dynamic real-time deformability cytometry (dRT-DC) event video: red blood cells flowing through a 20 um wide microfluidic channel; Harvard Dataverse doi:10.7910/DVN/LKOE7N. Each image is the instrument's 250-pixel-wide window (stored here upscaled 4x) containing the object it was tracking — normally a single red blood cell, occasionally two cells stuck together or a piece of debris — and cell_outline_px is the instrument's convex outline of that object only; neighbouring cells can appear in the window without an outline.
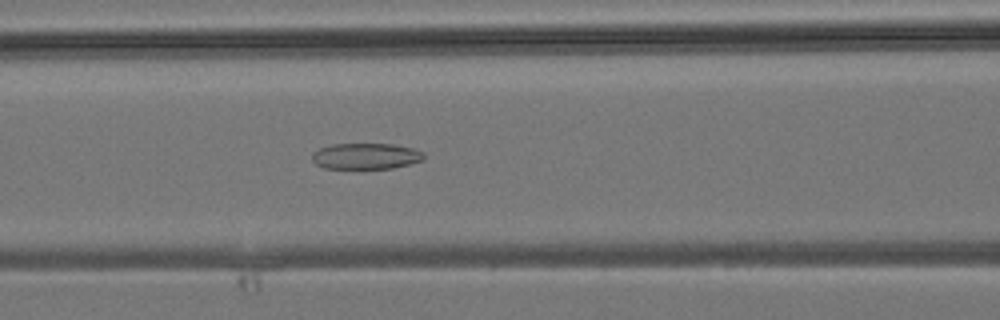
{"species": "common noctule bat (a hibernating species)", "species_latin": "Nyctalus noctula", "temperature_condition": "room temperature", "stored_images_in_passage": 43, "camera_frame_rate_fps": 3000, "um_per_image_px": 0.085, "animal": {"sex": "male", "body_mass_g": 19.2, "forearm_length_mm": 51.8}, "frame": {"image": 1, "passage_image": 17, "time_ms": 5.333, "image_size_px": [1000, 320], "cell_outline_px": [[424, 160], [392, 168], [324, 168], [316, 164], [312, 160], [312, 152], [320, 148], [332, 144], [392, 144], [412, 148], [424, 152]], "centroid_in_image_um": [31.09, 13.27], "position_along_channel_um": 135.5, "area_um2": 16.88}}
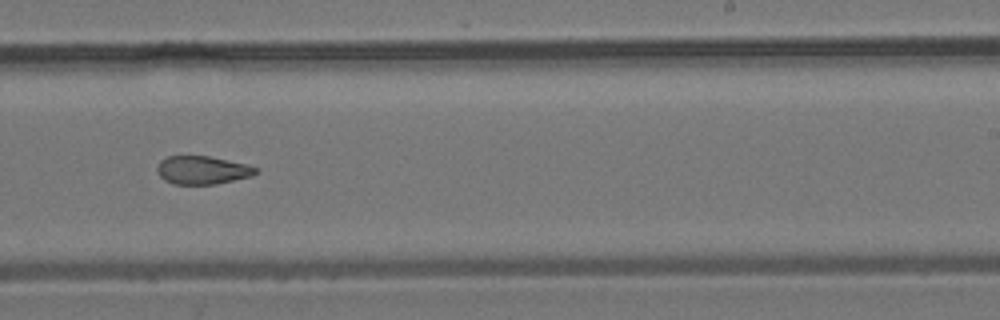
{"frame": {"image": 2, "passage_image": 26, "time_ms": 8.333, "image_size_px": [1000, 320], "cell_outline_px": [[260, 172], [252, 176], [216, 184], [172, 184], [164, 180], [156, 172], [156, 168], [160, 160], [168, 156], [208, 156], [244, 164], [256, 168]], "centroid_in_image_um": [17.16, 14.47], "position_along_channel_um": 271.8, "area_um2": 16.18}}
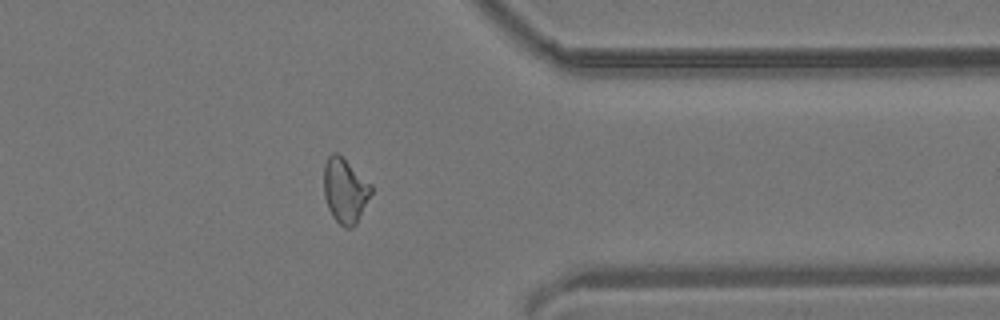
{"frame": {"image": 3, "passage_image": 34, "time_ms": 11.0, "image_size_px": [1000, 320], "cell_outline_px": [[372, 192], [356, 224], [352, 228], [344, 228], [332, 216], [328, 208], [324, 196], [324, 164], [328, 156], [332, 152], [336, 152], [372, 184]], "centroid_in_image_um": [29.32, 16.21], "position_along_channel_um": 382.1, "area_um2": 17.8}}